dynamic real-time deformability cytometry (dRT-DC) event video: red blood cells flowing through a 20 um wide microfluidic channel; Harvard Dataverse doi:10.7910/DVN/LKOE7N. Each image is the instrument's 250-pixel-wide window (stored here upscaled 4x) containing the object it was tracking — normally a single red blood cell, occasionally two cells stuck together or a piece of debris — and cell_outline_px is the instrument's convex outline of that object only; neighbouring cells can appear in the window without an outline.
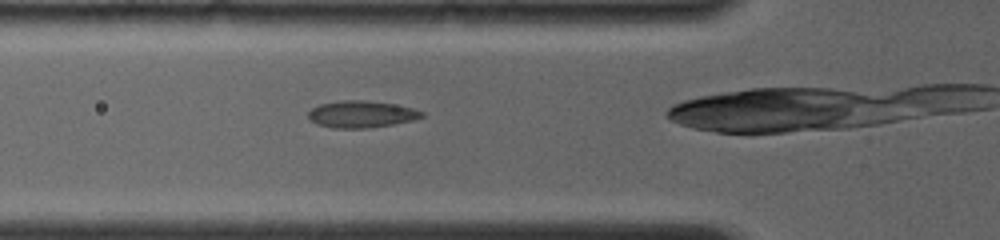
{"species": "common noctule bat (a hibernating species)", "species_latin": "Nyctalus noctula", "temperature_condition": "room temperature", "stored_images_in_passage": 14, "camera_frame_rate_fps": 4000, "um_per_image_px": 0.085, "animal": {"sex": "female", "body_mass_g": 19.0, "forearm_length_mm": 56.7}, "frame": {"image": 1, "passage_image": 3, "time_ms": 0.75, "image_size_px": [1000, 240], "cell_outline_px": [[424, 116], [412, 120], [392, 124], [368, 128], [332, 128], [316, 124], [308, 120], [308, 112], [312, 108], [320, 104], [340, 100], [364, 100], [392, 104], [412, 108], [424, 112]], "centroid_in_image_um": [30.66, 9.71], "position_along_channel_um": 95.1, "area_um2": 17.74}}